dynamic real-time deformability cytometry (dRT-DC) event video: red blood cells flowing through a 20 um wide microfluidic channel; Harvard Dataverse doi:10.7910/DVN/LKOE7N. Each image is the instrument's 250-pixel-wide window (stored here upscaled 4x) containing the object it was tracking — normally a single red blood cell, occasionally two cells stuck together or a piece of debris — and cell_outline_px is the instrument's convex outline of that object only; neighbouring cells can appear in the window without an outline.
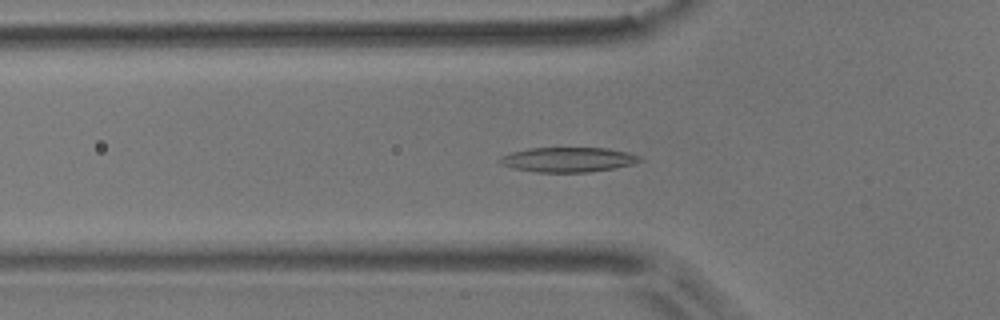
{"species": "common noctule bat (a hibernating species)", "species_latin": "Nyctalus noctula", "temperature_condition": "room temperature", "stored_images_in_passage": 34, "camera_frame_rate_fps": 3000, "um_per_image_px": 0.085, "animal": {"sex": "male", "body_mass_g": 17.9}, "frame": {"image": 1, "passage_image": 17, "time_ms": 5.333, "image_size_px": [1000, 320], "cell_outline_px": [[644, 160], [632, 164], [616, 168], [588, 172], [536, 172], [516, 168], [504, 164], [496, 160], [500, 156], [512, 152], [528, 148], [608, 148], [628, 152], [640, 156]], "centroid_in_image_um": [48.33, 13.56], "position_along_channel_um": 77.5, "area_um2": 20.17}}
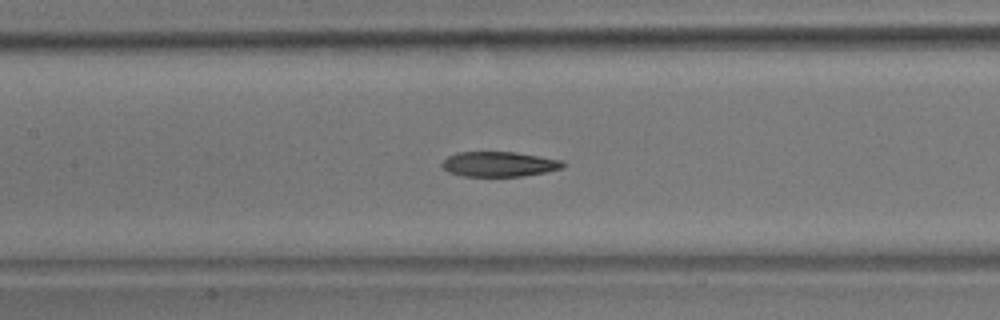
{"frame": {"image": 2, "passage_image": 24, "time_ms": 7.667, "image_size_px": [1000, 320], "cell_outline_px": [[568, 164], [564, 168], [548, 172], [524, 176], [460, 176], [448, 172], [440, 164], [448, 156], [456, 152], [516, 152], [564, 160]], "centroid_in_image_um": [42.49, 13.95], "position_along_channel_um": 164.9, "area_um2": 17.98}}
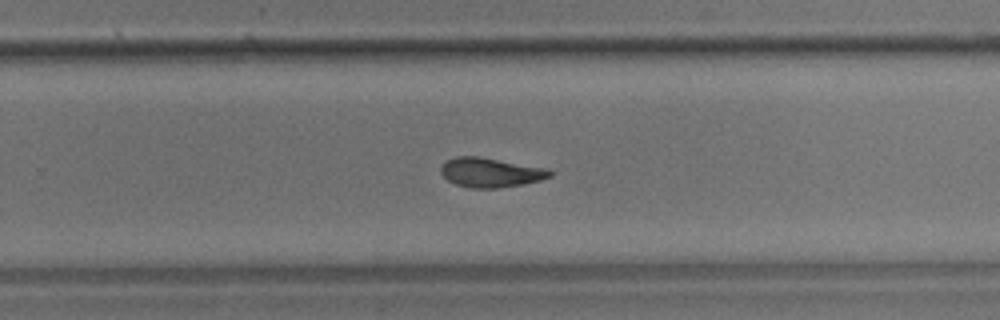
{"frame": {"image": 3, "passage_image": 34, "time_ms": 11.0, "image_size_px": [1000, 320], "cell_outline_px": [[552, 176], [540, 180], [520, 184], [496, 188], [472, 188], [456, 184], [448, 180], [440, 172], [440, 168], [448, 160], [456, 156], [476, 156], [548, 168], [552, 172]], "centroid_in_image_um": [41.7, 14.66], "position_along_channel_um": 288.1, "area_um2": 18.44}}